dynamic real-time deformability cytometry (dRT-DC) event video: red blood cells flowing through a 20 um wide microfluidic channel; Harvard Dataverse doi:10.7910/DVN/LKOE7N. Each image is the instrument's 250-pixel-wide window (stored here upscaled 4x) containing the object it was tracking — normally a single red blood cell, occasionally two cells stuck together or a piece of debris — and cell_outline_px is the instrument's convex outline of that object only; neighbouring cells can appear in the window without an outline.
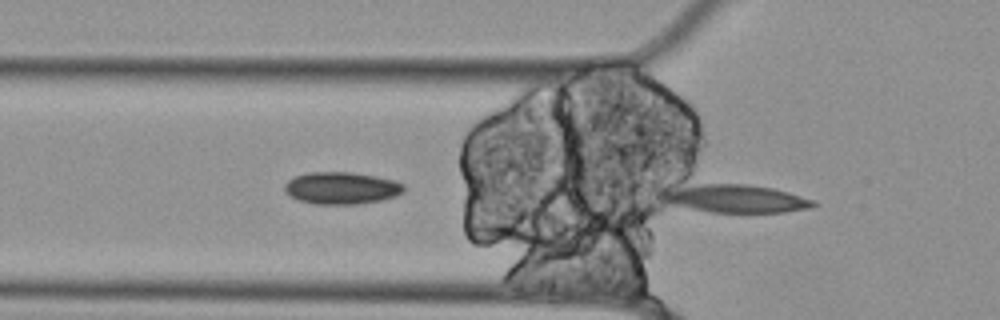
{"species": "Egyptian fruit bat (a non-hibernating species)", "species_latin": "Rousettus aegyptiacus", "temperature_condition": "cold", "stored_images_in_passage": 2, "camera_frame_rate_fps": 3000, "um_per_image_px": 0.085, "animal": {"sex": "female"}, "frame": {"image": 1, "passage_image": 2, "time_ms": 0.333, "image_size_px": [1000, 320], "cell_outline_px": [[816, 204], [812, 208], [784, 212], [712, 212], [692, 208], [676, 204], [664, 200], [660, 196], [684, 188], [700, 184], [748, 184], [772, 188], [788, 192], [816, 200]], "centroid_in_image_um": [62.76, 16.9], "position_along_channel_um": 63.0, "area_um2": 23.64}}